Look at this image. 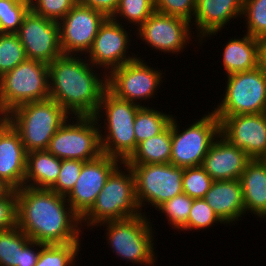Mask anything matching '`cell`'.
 Wrapping results in <instances>:
<instances>
[{"label":"cell","mask_w":266,"mask_h":266,"mask_svg":"<svg viewBox=\"0 0 266 266\" xmlns=\"http://www.w3.org/2000/svg\"><path fill=\"white\" fill-rule=\"evenodd\" d=\"M189 21L171 15L154 12L138 29L133 30L137 40H141L156 53L173 54L183 53L188 44L201 43L192 31ZM137 32V33H136ZM193 38L195 39L193 41ZM196 42V43H195Z\"/></svg>","instance_id":"13"},{"label":"cell","mask_w":266,"mask_h":266,"mask_svg":"<svg viewBox=\"0 0 266 266\" xmlns=\"http://www.w3.org/2000/svg\"><path fill=\"white\" fill-rule=\"evenodd\" d=\"M245 215L266 220V159H251L239 179ZM247 213V214H246Z\"/></svg>","instance_id":"25"},{"label":"cell","mask_w":266,"mask_h":266,"mask_svg":"<svg viewBox=\"0 0 266 266\" xmlns=\"http://www.w3.org/2000/svg\"><path fill=\"white\" fill-rule=\"evenodd\" d=\"M106 18L101 11L77 2L58 22L63 54L86 56Z\"/></svg>","instance_id":"15"},{"label":"cell","mask_w":266,"mask_h":266,"mask_svg":"<svg viewBox=\"0 0 266 266\" xmlns=\"http://www.w3.org/2000/svg\"><path fill=\"white\" fill-rule=\"evenodd\" d=\"M242 9L243 0H196V11L191 25L201 41L198 46L207 41L208 37L213 39V36L219 34L234 19L241 18Z\"/></svg>","instance_id":"19"},{"label":"cell","mask_w":266,"mask_h":266,"mask_svg":"<svg viewBox=\"0 0 266 266\" xmlns=\"http://www.w3.org/2000/svg\"><path fill=\"white\" fill-rule=\"evenodd\" d=\"M154 107L141 106L135 117L134 134L136 149L140 142L162 133L170 124L173 114Z\"/></svg>","instance_id":"28"},{"label":"cell","mask_w":266,"mask_h":266,"mask_svg":"<svg viewBox=\"0 0 266 266\" xmlns=\"http://www.w3.org/2000/svg\"><path fill=\"white\" fill-rule=\"evenodd\" d=\"M121 161L101 154L85 162L72 190L65 196L74 212L82 218L94 205L97 195L105 185L111 172Z\"/></svg>","instance_id":"18"},{"label":"cell","mask_w":266,"mask_h":266,"mask_svg":"<svg viewBox=\"0 0 266 266\" xmlns=\"http://www.w3.org/2000/svg\"><path fill=\"white\" fill-rule=\"evenodd\" d=\"M43 245L18 226L0 231V266H35Z\"/></svg>","instance_id":"23"},{"label":"cell","mask_w":266,"mask_h":266,"mask_svg":"<svg viewBox=\"0 0 266 266\" xmlns=\"http://www.w3.org/2000/svg\"><path fill=\"white\" fill-rule=\"evenodd\" d=\"M61 161L47 150L27 153L24 186L49 189L57 181Z\"/></svg>","instance_id":"26"},{"label":"cell","mask_w":266,"mask_h":266,"mask_svg":"<svg viewBox=\"0 0 266 266\" xmlns=\"http://www.w3.org/2000/svg\"><path fill=\"white\" fill-rule=\"evenodd\" d=\"M83 57L62 54L48 65L49 98L70 116H95L107 90V74Z\"/></svg>","instance_id":"2"},{"label":"cell","mask_w":266,"mask_h":266,"mask_svg":"<svg viewBox=\"0 0 266 266\" xmlns=\"http://www.w3.org/2000/svg\"><path fill=\"white\" fill-rule=\"evenodd\" d=\"M203 199L226 226L235 225L245 217L243 192L239 180L214 181Z\"/></svg>","instance_id":"22"},{"label":"cell","mask_w":266,"mask_h":266,"mask_svg":"<svg viewBox=\"0 0 266 266\" xmlns=\"http://www.w3.org/2000/svg\"><path fill=\"white\" fill-rule=\"evenodd\" d=\"M84 163V161L73 159L62 160L57 181L49 189L66 196L76 184Z\"/></svg>","instance_id":"38"},{"label":"cell","mask_w":266,"mask_h":266,"mask_svg":"<svg viewBox=\"0 0 266 266\" xmlns=\"http://www.w3.org/2000/svg\"><path fill=\"white\" fill-rule=\"evenodd\" d=\"M140 107L138 104L115 97L108 90L103 93L94 116L100 129L102 154L126 162L136 151L133 126Z\"/></svg>","instance_id":"3"},{"label":"cell","mask_w":266,"mask_h":266,"mask_svg":"<svg viewBox=\"0 0 266 266\" xmlns=\"http://www.w3.org/2000/svg\"><path fill=\"white\" fill-rule=\"evenodd\" d=\"M128 165L134 173L135 196L142 214L147 215L144 208L149 205L156 210L164 202L183 193V167L171 163Z\"/></svg>","instance_id":"12"},{"label":"cell","mask_w":266,"mask_h":266,"mask_svg":"<svg viewBox=\"0 0 266 266\" xmlns=\"http://www.w3.org/2000/svg\"><path fill=\"white\" fill-rule=\"evenodd\" d=\"M260 65L262 66L263 70L266 72V39L261 40Z\"/></svg>","instance_id":"42"},{"label":"cell","mask_w":266,"mask_h":266,"mask_svg":"<svg viewBox=\"0 0 266 266\" xmlns=\"http://www.w3.org/2000/svg\"><path fill=\"white\" fill-rule=\"evenodd\" d=\"M149 215L141 214L123 220L107 221L97 227L105 228L106 245L122 261L136 265L155 266L157 253L155 245V226ZM102 226V227H101ZM153 226V227H152ZM155 250V251H154Z\"/></svg>","instance_id":"5"},{"label":"cell","mask_w":266,"mask_h":266,"mask_svg":"<svg viewBox=\"0 0 266 266\" xmlns=\"http://www.w3.org/2000/svg\"><path fill=\"white\" fill-rule=\"evenodd\" d=\"M17 226V195L12 189L6 196L0 198V231Z\"/></svg>","instance_id":"40"},{"label":"cell","mask_w":266,"mask_h":266,"mask_svg":"<svg viewBox=\"0 0 266 266\" xmlns=\"http://www.w3.org/2000/svg\"><path fill=\"white\" fill-rule=\"evenodd\" d=\"M216 224H220V226L222 224L226 225L204 199H194L188 216L187 224L179 231V233L182 231L183 233L184 231L194 232V230L206 231Z\"/></svg>","instance_id":"35"},{"label":"cell","mask_w":266,"mask_h":266,"mask_svg":"<svg viewBox=\"0 0 266 266\" xmlns=\"http://www.w3.org/2000/svg\"><path fill=\"white\" fill-rule=\"evenodd\" d=\"M11 190L12 188L0 179V198L6 196Z\"/></svg>","instance_id":"43"},{"label":"cell","mask_w":266,"mask_h":266,"mask_svg":"<svg viewBox=\"0 0 266 266\" xmlns=\"http://www.w3.org/2000/svg\"><path fill=\"white\" fill-rule=\"evenodd\" d=\"M251 158L219 135L204 157L202 167L214 181L239 180Z\"/></svg>","instance_id":"20"},{"label":"cell","mask_w":266,"mask_h":266,"mask_svg":"<svg viewBox=\"0 0 266 266\" xmlns=\"http://www.w3.org/2000/svg\"><path fill=\"white\" fill-rule=\"evenodd\" d=\"M25 60L26 52L18 35L0 33V77Z\"/></svg>","instance_id":"32"},{"label":"cell","mask_w":266,"mask_h":266,"mask_svg":"<svg viewBox=\"0 0 266 266\" xmlns=\"http://www.w3.org/2000/svg\"><path fill=\"white\" fill-rule=\"evenodd\" d=\"M99 130L94 116H70L53 135L46 150L61 160H94L102 154Z\"/></svg>","instance_id":"11"},{"label":"cell","mask_w":266,"mask_h":266,"mask_svg":"<svg viewBox=\"0 0 266 266\" xmlns=\"http://www.w3.org/2000/svg\"><path fill=\"white\" fill-rule=\"evenodd\" d=\"M155 11L183 18L190 23L196 11V0H154Z\"/></svg>","instance_id":"39"},{"label":"cell","mask_w":266,"mask_h":266,"mask_svg":"<svg viewBox=\"0 0 266 266\" xmlns=\"http://www.w3.org/2000/svg\"><path fill=\"white\" fill-rule=\"evenodd\" d=\"M69 117L51 98L22 104L8 113L9 122L18 132L26 153L46 150L53 135Z\"/></svg>","instance_id":"6"},{"label":"cell","mask_w":266,"mask_h":266,"mask_svg":"<svg viewBox=\"0 0 266 266\" xmlns=\"http://www.w3.org/2000/svg\"><path fill=\"white\" fill-rule=\"evenodd\" d=\"M81 242L43 245L35 266H77Z\"/></svg>","instance_id":"29"},{"label":"cell","mask_w":266,"mask_h":266,"mask_svg":"<svg viewBox=\"0 0 266 266\" xmlns=\"http://www.w3.org/2000/svg\"><path fill=\"white\" fill-rule=\"evenodd\" d=\"M10 124L8 114L0 113V133Z\"/></svg>","instance_id":"44"},{"label":"cell","mask_w":266,"mask_h":266,"mask_svg":"<svg viewBox=\"0 0 266 266\" xmlns=\"http://www.w3.org/2000/svg\"><path fill=\"white\" fill-rule=\"evenodd\" d=\"M226 77L221 101L212 109L215 115L266 113V72L261 65Z\"/></svg>","instance_id":"9"},{"label":"cell","mask_w":266,"mask_h":266,"mask_svg":"<svg viewBox=\"0 0 266 266\" xmlns=\"http://www.w3.org/2000/svg\"><path fill=\"white\" fill-rule=\"evenodd\" d=\"M141 57L110 71L107 74V90L119 99L146 106V101L156 98L157 90L163 80L166 81V74L163 69L149 66Z\"/></svg>","instance_id":"10"},{"label":"cell","mask_w":266,"mask_h":266,"mask_svg":"<svg viewBox=\"0 0 266 266\" xmlns=\"http://www.w3.org/2000/svg\"><path fill=\"white\" fill-rule=\"evenodd\" d=\"M207 112L182 130L179 126L182 121H178L174 114L171 120V164L183 168L202 166L210 146L220 135V120L213 111Z\"/></svg>","instance_id":"7"},{"label":"cell","mask_w":266,"mask_h":266,"mask_svg":"<svg viewBox=\"0 0 266 266\" xmlns=\"http://www.w3.org/2000/svg\"><path fill=\"white\" fill-rule=\"evenodd\" d=\"M26 156L18 132L9 124L0 133V179L14 190L24 186Z\"/></svg>","instance_id":"21"},{"label":"cell","mask_w":266,"mask_h":266,"mask_svg":"<svg viewBox=\"0 0 266 266\" xmlns=\"http://www.w3.org/2000/svg\"><path fill=\"white\" fill-rule=\"evenodd\" d=\"M77 2L111 17L117 9L119 0H77Z\"/></svg>","instance_id":"41"},{"label":"cell","mask_w":266,"mask_h":266,"mask_svg":"<svg viewBox=\"0 0 266 266\" xmlns=\"http://www.w3.org/2000/svg\"><path fill=\"white\" fill-rule=\"evenodd\" d=\"M172 153L171 122L159 135L140 142L136 151L126 161L127 164L170 163Z\"/></svg>","instance_id":"27"},{"label":"cell","mask_w":266,"mask_h":266,"mask_svg":"<svg viewBox=\"0 0 266 266\" xmlns=\"http://www.w3.org/2000/svg\"><path fill=\"white\" fill-rule=\"evenodd\" d=\"M242 18L246 33L254 38L266 39V0H243Z\"/></svg>","instance_id":"31"},{"label":"cell","mask_w":266,"mask_h":266,"mask_svg":"<svg viewBox=\"0 0 266 266\" xmlns=\"http://www.w3.org/2000/svg\"><path fill=\"white\" fill-rule=\"evenodd\" d=\"M213 182L214 180L202 166L184 168L183 193L192 199H203Z\"/></svg>","instance_id":"36"},{"label":"cell","mask_w":266,"mask_h":266,"mask_svg":"<svg viewBox=\"0 0 266 266\" xmlns=\"http://www.w3.org/2000/svg\"><path fill=\"white\" fill-rule=\"evenodd\" d=\"M141 214L135 196L134 173L126 162H121L107 178L94 205L81 218V227L83 230L87 227L89 231V228L93 230L107 221L138 217Z\"/></svg>","instance_id":"4"},{"label":"cell","mask_w":266,"mask_h":266,"mask_svg":"<svg viewBox=\"0 0 266 266\" xmlns=\"http://www.w3.org/2000/svg\"><path fill=\"white\" fill-rule=\"evenodd\" d=\"M129 30L127 25H122L111 17H107L101 24L93 45L86 55L87 60L94 67L108 74L113 69L136 59L138 54L129 52V48L133 46L130 36L132 29L130 32Z\"/></svg>","instance_id":"14"},{"label":"cell","mask_w":266,"mask_h":266,"mask_svg":"<svg viewBox=\"0 0 266 266\" xmlns=\"http://www.w3.org/2000/svg\"><path fill=\"white\" fill-rule=\"evenodd\" d=\"M193 200L182 193L164 202L156 210L164 214L173 230L180 231L187 224Z\"/></svg>","instance_id":"33"},{"label":"cell","mask_w":266,"mask_h":266,"mask_svg":"<svg viewBox=\"0 0 266 266\" xmlns=\"http://www.w3.org/2000/svg\"><path fill=\"white\" fill-rule=\"evenodd\" d=\"M17 226L32 241L68 244L83 241L81 218L65 196L51 189L23 186L16 190Z\"/></svg>","instance_id":"1"},{"label":"cell","mask_w":266,"mask_h":266,"mask_svg":"<svg viewBox=\"0 0 266 266\" xmlns=\"http://www.w3.org/2000/svg\"><path fill=\"white\" fill-rule=\"evenodd\" d=\"M29 10V0H0V33L16 34Z\"/></svg>","instance_id":"34"},{"label":"cell","mask_w":266,"mask_h":266,"mask_svg":"<svg viewBox=\"0 0 266 266\" xmlns=\"http://www.w3.org/2000/svg\"><path fill=\"white\" fill-rule=\"evenodd\" d=\"M49 98L48 64L27 59L0 77V113Z\"/></svg>","instance_id":"8"},{"label":"cell","mask_w":266,"mask_h":266,"mask_svg":"<svg viewBox=\"0 0 266 266\" xmlns=\"http://www.w3.org/2000/svg\"><path fill=\"white\" fill-rule=\"evenodd\" d=\"M154 12V0H119L117 9L111 18L121 24H130L131 28L136 26L137 28H133L136 30ZM122 21H127V23Z\"/></svg>","instance_id":"30"},{"label":"cell","mask_w":266,"mask_h":266,"mask_svg":"<svg viewBox=\"0 0 266 266\" xmlns=\"http://www.w3.org/2000/svg\"><path fill=\"white\" fill-rule=\"evenodd\" d=\"M220 135L251 159H266V113L216 115Z\"/></svg>","instance_id":"17"},{"label":"cell","mask_w":266,"mask_h":266,"mask_svg":"<svg viewBox=\"0 0 266 266\" xmlns=\"http://www.w3.org/2000/svg\"><path fill=\"white\" fill-rule=\"evenodd\" d=\"M222 50L224 75L249 71L260 66L261 40L248 33L242 37H230Z\"/></svg>","instance_id":"24"},{"label":"cell","mask_w":266,"mask_h":266,"mask_svg":"<svg viewBox=\"0 0 266 266\" xmlns=\"http://www.w3.org/2000/svg\"><path fill=\"white\" fill-rule=\"evenodd\" d=\"M76 3L77 0H29L33 13L55 22L61 21Z\"/></svg>","instance_id":"37"},{"label":"cell","mask_w":266,"mask_h":266,"mask_svg":"<svg viewBox=\"0 0 266 266\" xmlns=\"http://www.w3.org/2000/svg\"><path fill=\"white\" fill-rule=\"evenodd\" d=\"M27 59L50 64L63 54L58 22L36 15L31 10L24 16L16 33Z\"/></svg>","instance_id":"16"}]
</instances>
